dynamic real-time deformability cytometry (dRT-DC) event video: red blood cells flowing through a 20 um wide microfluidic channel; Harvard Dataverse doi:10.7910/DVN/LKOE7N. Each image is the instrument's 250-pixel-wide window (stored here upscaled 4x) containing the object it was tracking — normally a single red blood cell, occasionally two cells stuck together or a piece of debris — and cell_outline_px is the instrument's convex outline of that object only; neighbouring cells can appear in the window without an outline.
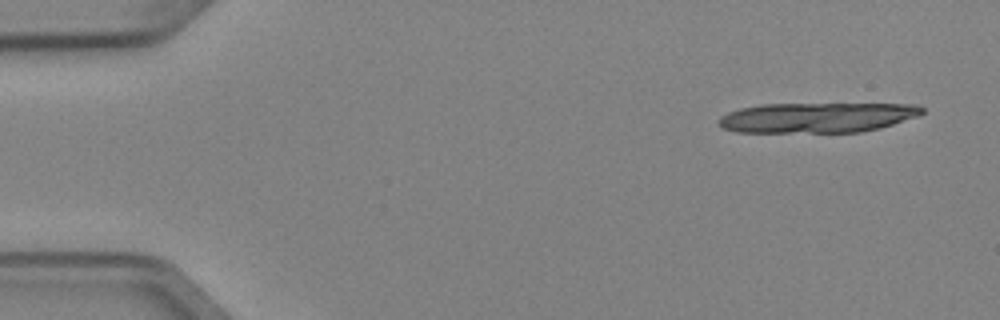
{"species": "Egyptian fruit bat (a non-hibernating species)", "species_latin": "Rousettus aegyptiacus", "temperature_condition": "cold", "stored_images_in_passage": 6, "camera_frame_rate_fps": 3000, "um_per_image_px": 0.085, "animal": {"sex": "female"}, "frame": {"image": 1, "passage_image": 1, "time_ms": 0.0, "image_size_px": [1000, 320], "cell_outline_px": [[924, 112], [916, 116], [880, 128], [860, 132], [736, 132], [720, 128], [716, 124], [716, 120], [720, 116], [728, 112], [740, 108], [760, 104], [920, 104], [924, 108]], "centroid_in_image_um": [69.38, 9.99], "position_along_channel_um": 15.6, "area_um2": 35.89}}
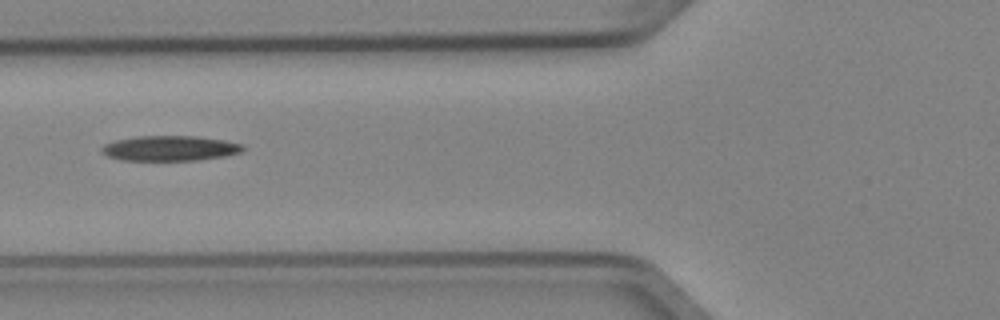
{"frame": {"image": 2, "passage_image": 5, "time_ms": 1.333, "image_size_px": [1000, 320], "cell_outline_px": [[244, 148], [240, 152], [224, 156], [196, 160], [120, 160], [108, 156], [100, 148], [104, 144], [116, 140], [136, 136], [196, 136], [224, 140], [240, 144]], "centroid_in_image_um": [14.41, 12.6], "position_along_channel_um": 111.4, "area_um2": 20.46}}
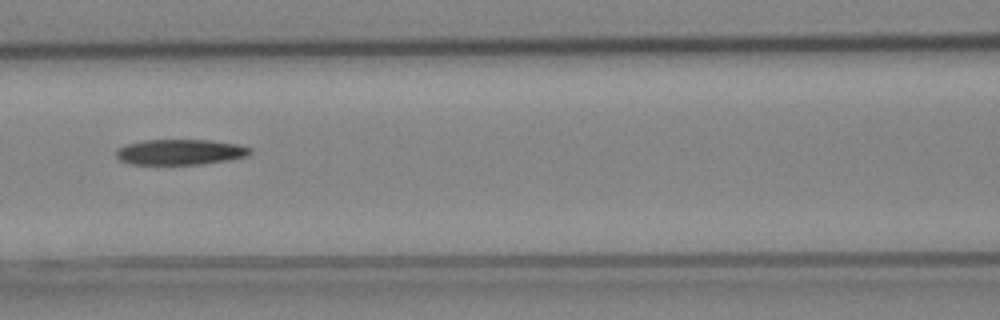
{"frame": {"image": 3, "passage_image": 6, "time_ms": 1.667, "image_size_px": [1000, 320], "cell_outline_px": [[252, 152], [248, 156], [232, 160], [200, 164], [132, 164], [120, 160], [116, 156], [116, 148], [124, 144], [144, 140], [208, 140], [236, 144], [252, 148]], "centroid_in_image_um": [15.32, 12.92], "position_along_channel_um": 151.3, "area_um2": 20.06}}